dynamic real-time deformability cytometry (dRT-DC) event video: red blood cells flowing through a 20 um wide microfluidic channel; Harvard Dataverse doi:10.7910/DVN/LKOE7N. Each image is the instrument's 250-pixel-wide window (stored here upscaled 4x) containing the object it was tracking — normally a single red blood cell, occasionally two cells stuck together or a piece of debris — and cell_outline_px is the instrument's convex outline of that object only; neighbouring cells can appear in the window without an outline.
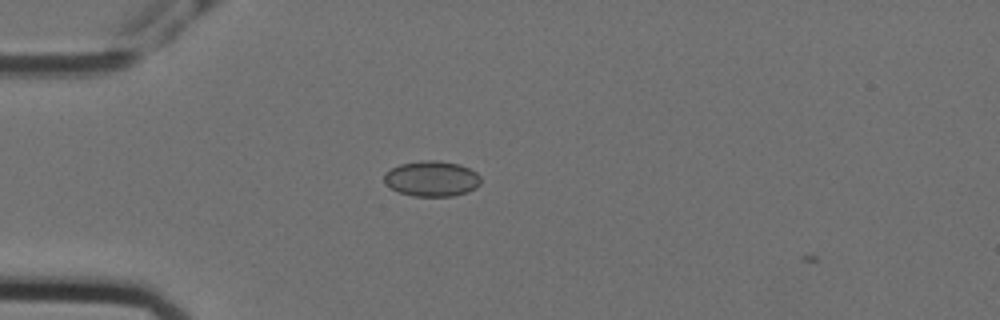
{"species": "Egyptian fruit bat (a non-hibernating species)", "species_latin": "Rousettus aegyptiacus", "temperature_condition": "cold", "stored_images_in_passage": 30, "camera_frame_rate_fps": 3000, "um_per_image_px": 0.085, "animal": {"sex": "female"}, "frame": {"image": 1, "passage_image": 3, "time_ms": 0.667, "image_size_px": [1000, 320], "cell_outline_px": [[480, 184], [476, 188], [468, 192], [452, 196], [412, 196], [400, 192], [392, 188], [384, 180], [384, 172], [400, 164], [420, 160], [436, 160], [460, 164], [476, 172], [480, 176]], "centroid_in_image_um": [36.72, 15.18], "position_along_channel_um": 48.3, "area_um2": 20.0}}
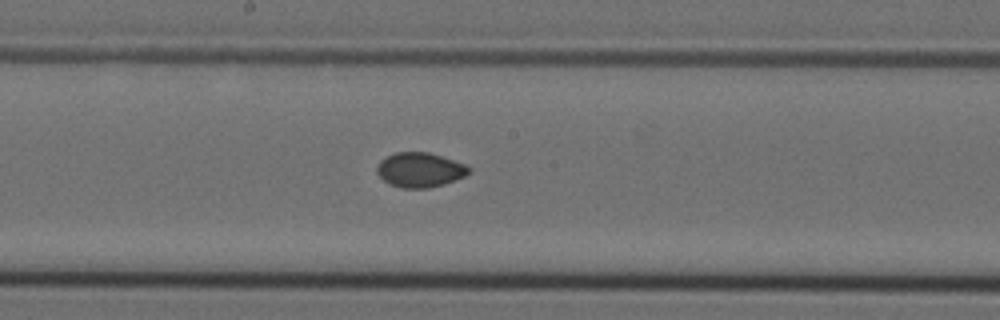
{"frame": {"image": 2, "passage_image": 18, "time_ms": 5.667, "image_size_px": [1000, 320], "cell_outline_px": [[472, 168], [464, 176], [444, 184], [428, 188], [400, 188], [384, 180], [376, 172], [376, 168], [380, 160], [396, 152], [428, 152], [464, 164]], "centroid_in_image_um": [35.67, 14.44], "position_along_channel_um": 212.5, "area_um2": 18.32}}
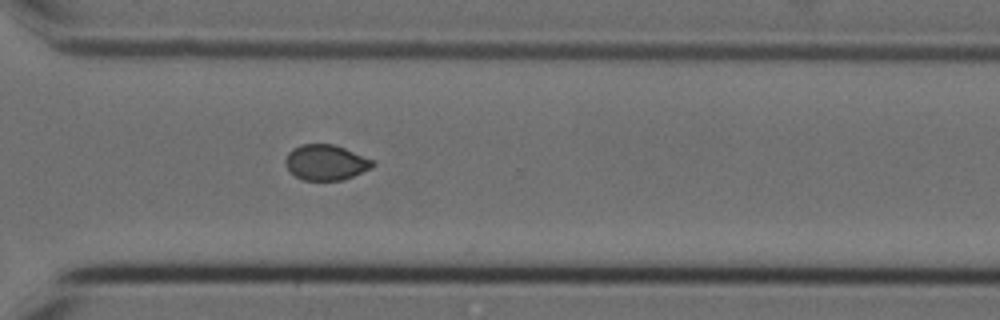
{"frame": {"image": 3, "passage_image": 29, "time_ms": 9.333, "image_size_px": [1000, 320], "cell_outline_px": [[376, 164], [372, 168], [344, 180], [304, 180], [296, 176], [284, 164], [284, 160], [288, 152], [292, 148], [300, 144], [332, 144], [344, 148], [372, 160]], "centroid_in_image_um": [27.68, 13.8], "position_along_channel_um": 342.9, "area_um2": 17.98}}